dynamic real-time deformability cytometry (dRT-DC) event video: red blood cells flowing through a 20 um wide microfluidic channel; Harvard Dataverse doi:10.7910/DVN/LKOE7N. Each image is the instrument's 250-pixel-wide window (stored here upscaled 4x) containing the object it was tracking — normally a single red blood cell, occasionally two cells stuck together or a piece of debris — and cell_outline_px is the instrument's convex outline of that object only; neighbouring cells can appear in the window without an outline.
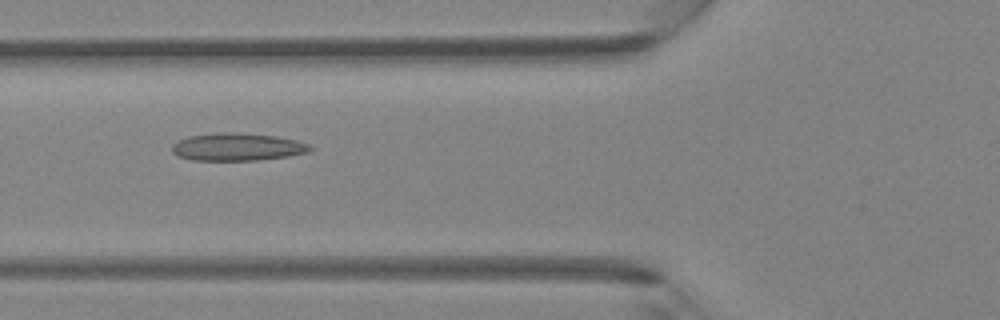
{"species": "Egyptian fruit bat (a non-hibernating species)", "species_latin": "Rousettus aegyptiacus", "temperature_condition": "room temperature", "stored_images_in_passage": 34, "camera_frame_rate_fps": 3000, "um_per_image_px": 0.085, "animal": {"sex": "female"}, "frame": {"image": 1, "passage_image": 7, "time_ms": 2.0, "image_size_px": [1000, 320], "cell_outline_px": [[312, 148], [308, 152], [288, 156], [260, 160], [192, 160], [176, 156], [172, 152], [172, 144], [188, 136], [228, 132], [232, 132], [276, 136], [296, 140], [308, 144]], "centroid_in_image_um": [20.16, 12.5], "position_along_channel_um": 105.6, "area_um2": 22.08}}
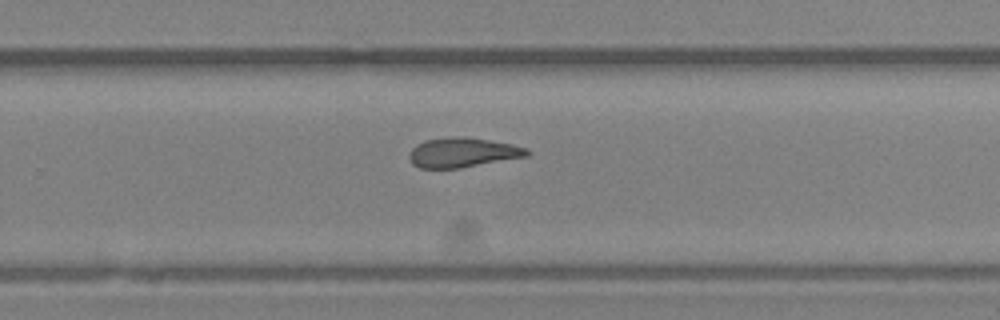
{"frame": {"image": 2, "passage_image": 19, "time_ms": 6.0, "image_size_px": [1000, 320], "cell_outline_px": [[532, 152], [528, 156], [460, 168], [420, 168], [412, 164], [408, 156], [412, 148], [416, 144], [424, 140], [448, 136], [464, 136], [512, 144], [528, 148]], "centroid_in_image_um": [39.32, 12.95], "position_along_channel_um": 290.5, "area_um2": 20.58}}
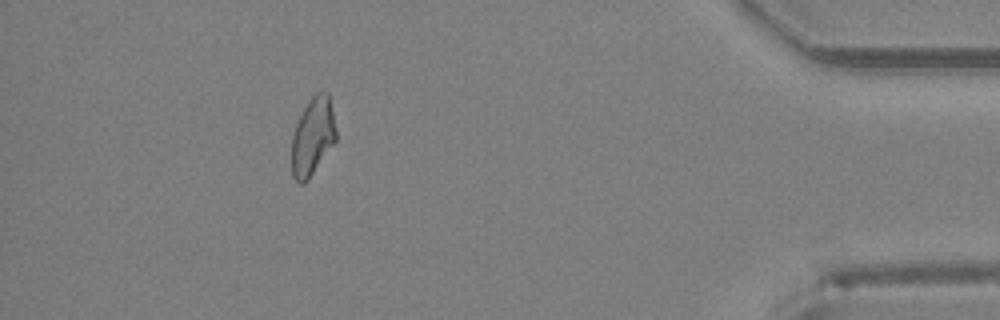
{"frame": {"image": 3, "passage_image": 30, "time_ms": 9.667, "image_size_px": [1000, 320], "cell_outline_px": [[336, 140], [308, 180], [304, 184], [300, 184], [292, 176], [292, 136], [296, 124], [308, 100], [316, 92], [328, 92], [336, 128]], "centroid_in_image_um": [26.57, 11.61], "position_along_channel_um": 408.6, "area_um2": 20.0}}